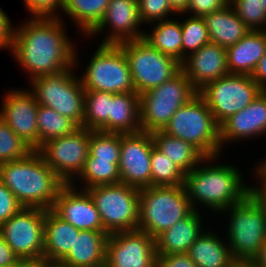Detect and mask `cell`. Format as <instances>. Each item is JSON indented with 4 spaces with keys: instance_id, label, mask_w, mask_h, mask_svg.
<instances>
[{
    "instance_id": "cell-1",
    "label": "cell",
    "mask_w": 266,
    "mask_h": 267,
    "mask_svg": "<svg viewBox=\"0 0 266 267\" xmlns=\"http://www.w3.org/2000/svg\"><path fill=\"white\" fill-rule=\"evenodd\" d=\"M63 23L62 18L30 17L15 27L11 52L22 70L29 74L30 81L75 65L77 50Z\"/></svg>"
},
{
    "instance_id": "cell-2",
    "label": "cell",
    "mask_w": 266,
    "mask_h": 267,
    "mask_svg": "<svg viewBox=\"0 0 266 267\" xmlns=\"http://www.w3.org/2000/svg\"><path fill=\"white\" fill-rule=\"evenodd\" d=\"M216 159L218 156L206 157L185 174L184 188L194 210H198L196 203L204 204L210 212L212 210L217 214L239 203L249 194V186L242 182V171L232 164H215L213 161Z\"/></svg>"
},
{
    "instance_id": "cell-3",
    "label": "cell",
    "mask_w": 266,
    "mask_h": 267,
    "mask_svg": "<svg viewBox=\"0 0 266 267\" xmlns=\"http://www.w3.org/2000/svg\"><path fill=\"white\" fill-rule=\"evenodd\" d=\"M0 181L23 207L52 209L65 184L34 150L26 158L0 164Z\"/></svg>"
},
{
    "instance_id": "cell-4",
    "label": "cell",
    "mask_w": 266,
    "mask_h": 267,
    "mask_svg": "<svg viewBox=\"0 0 266 267\" xmlns=\"http://www.w3.org/2000/svg\"><path fill=\"white\" fill-rule=\"evenodd\" d=\"M193 210L184 185L141 188L138 230L156 239Z\"/></svg>"
},
{
    "instance_id": "cell-5",
    "label": "cell",
    "mask_w": 266,
    "mask_h": 267,
    "mask_svg": "<svg viewBox=\"0 0 266 267\" xmlns=\"http://www.w3.org/2000/svg\"><path fill=\"white\" fill-rule=\"evenodd\" d=\"M163 131L193 144L206 157L220 156V127L205 100L197 94L180 107Z\"/></svg>"
},
{
    "instance_id": "cell-6",
    "label": "cell",
    "mask_w": 266,
    "mask_h": 267,
    "mask_svg": "<svg viewBox=\"0 0 266 267\" xmlns=\"http://www.w3.org/2000/svg\"><path fill=\"white\" fill-rule=\"evenodd\" d=\"M77 56L75 51V65L71 68L53 75L38 76L29 81V90L39 105L52 108L72 120L78 127H83L85 90L79 76L72 71L79 63Z\"/></svg>"
},
{
    "instance_id": "cell-7",
    "label": "cell",
    "mask_w": 266,
    "mask_h": 267,
    "mask_svg": "<svg viewBox=\"0 0 266 267\" xmlns=\"http://www.w3.org/2000/svg\"><path fill=\"white\" fill-rule=\"evenodd\" d=\"M229 211V212H228ZM228 216L227 244L235 260H253L266 241V216L248 194L242 201L219 214Z\"/></svg>"
},
{
    "instance_id": "cell-8",
    "label": "cell",
    "mask_w": 266,
    "mask_h": 267,
    "mask_svg": "<svg viewBox=\"0 0 266 267\" xmlns=\"http://www.w3.org/2000/svg\"><path fill=\"white\" fill-rule=\"evenodd\" d=\"M197 94L180 70L162 85L139 95L141 131L163 130L174 113Z\"/></svg>"
},
{
    "instance_id": "cell-9",
    "label": "cell",
    "mask_w": 266,
    "mask_h": 267,
    "mask_svg": "<svg viewBox=\"0 0 266 267\" xmlns=\"http://www.w3.org/2000/svg\"><path fill=\"white\" fill-rule=\"evenodd\" d=\"M89 59L81 84L85 91L136 93L129 64L119 44H99Z\"/></svg>"
},
{
    "instance_id": "cell-10",
    "label": "cell",
    "mask_w": 266,
    "mask_h": 267,
    "mask_svg": "<svg viewBox=\"0 0 266 267\" xmlns=\"http://www.w3.org/2000/svg\"><path fill=\"white\" fill-rule=\"evenodd\" d=\"M86 190L95 203L108 235L138 229V188L118 183L93 186Z\"/></svg>"
},
{
    "instance_id": "cell-11",
    "label": "cell",
    "mask_w": 266,
    "mask_h": 267,
    "mask_svg": "<svg viewBox=\"0 0 266 267\" xmlns=\"http://www.w3.org/2000/svg\"><path fill=\"white\" fill-rule=\"evenodd\" d=\"M127 58L137 94L141 95L170 80L180 70V62L153 48L143 38L119 43Z\"/></svg>"
},
{
    "instance_id": "cell-12",
    "label": "cell",
    "mask_w": 266,
    "mask_h": 267,
    "mask_svg": "<svg viewBox=\"0 0 266 267\" xmlns=\"http://www.w3.org/2000/svg\"><path fill=\"white\" fill-rule=\"evenodd\" d=\"M263 89L249 75L228 74L198 91L220 127L227 119L246 108Z\"/></svg>"
},
{
    "instance_id": "cell-13",
    "label": "cell",
    "mask_w": 266,
    "mask_h": 267,
    "mask_svg": "<svg viewBox=\"0 0 266 267\" xmlns=\"http://www.w3.org/2000/svg\"><path fill=\"white\" fill-rule=\"evenodd\" d=\"M89 142L90 130L79 127L71 134L45 142L36 151L65 184H71L85 166Z\"/></svg>"
},
{
    "instance_id": "cell-14",
    "label": "cell",
    "mask_w": 266,
    "mask_h": 267,
    "mask_svg": "<svg viewBox=\"0 0 266 267\" xmlns=\"http://www.w3.org/2000/svg\"><path fill=\"white\" fill-rule=\"evenodd\" d=\"M45 209L22 207L0 225V235L19 259L43 258Z\"/></svg>"
},
{
    "instance_id": "cell-15",
    "label": "cell",
    "mask_w": 266,
    "mask_h": 267,
    "mask_svg": "<svg viewBox=\"0 0 266 267\" xmlns=\"http://www.w3.org/2000/svg\"><path fill=\"white\" fill-rule=\"evenodd\" d=\"M105 267H157L155 239L138 229L109 234Z\"/></svg>"
},
{
    "instance_id": "cell-16",
    "label": "cell",
    "mask_w": 266,
    "mask_h": 267,
    "mask_svg": "<svg viewBox=\"0 0 266 267\" xmlns=\"http://www.w3.org/2000/svg\"><path fill=\"white\" fill-rule=\"evenodd\" d=\"M154 146L150 132L121 133L120 183L138 189L151 186V153Z\"/></svg>"
},
{
    "instance_id": "cell-17",
    "label": "cell",
    "mask_w": 266,
    "mask_h": 267,
    "mask_svg": "<svg viewBox=\"0 0 266 267\" xmlns=\"http://www.w3.org/2000/svg\"><path fill=\"white\" fill-rule=\"evenodd\" d=\"M2 99L0 118L33 150L39 148L37 124L38 102L34 94L25 89L10 90Z\"/></svg>"
},
{
    "instance_id": "cell-18",
    "label": "cell",
    "mask_w": 266,
    "mask_h": 267,
    "mask_svg": "<svg viewBox=\"0 0 266 267\" xmlns=\"http://www.w3.org/2000/svg\"><path fill=\"white\" fill-rule=\"evenodd\" d=\"M52 210L80 231H105L92 197L87 190L77 188V181L61 187Z\"/></svg>"
},
{
    "instance_id": "cell-19",
    "label": "cell",
    "mask_w": 266,
    "mask_h": 267,
    "mask_svg": "<svg viewBox=\"0 0 266 267\" xmlns=\"http://www.w3.org/2000/svg\"><path fill=\"white\" fill-rule=\"evenodd\" d=\"M141 24L143 23L139 17L138 0H110L103 19L88 37L98 36L108 26L109 35L102 39V44L138 40L147 32L141 31Z\"/></svg>"
},
{
    "instance_id": "cell-20",
    "label": "cell",
    "mask_w": 266,
    "mask_h": 267,
    "mask_svg": "<svg viewBox=\"0 0 266 267\" xmlns=\"http://www.w3.org/2000/svg\"><path fill=\"white\" fill-rule=\"evenodd\" d=\"M180 67L194 88L199 91L208 83L229 74L226 48L209 42L187 56L180 63Z\"/></svg>"
},
{
    "instance_id": "cell-21",
    "label": "cell",
    "mask_w": 266,
    "mask_h": 267,
    "mask_svg": "<svg viewBox=\"0 0 266 267\" xmlns=\"http://www.w3.org/2000/svg\"><path fill=\"white\" fill-rule=\"evenodd\" d=\"M266 135V90L220 126V144ZM243 138V139H242Z\"/></svg>"
},
{
    "instance_id": "cell-22",
    "label": "cell",
    "mask_w": 266,
    "mask_h": 267,
    "mask_svg": "<svg viewBox=\"0 0 266 267\" xmlns=\"http://www.w3.org/2000/svg\"><path fill=\"white\" fill-rule=\"evenodd\" d=\"M105 231L81 230L69 253L58 263L63 267H105Z\"/></svg>"
},
{
    "instance_id": "cell-23",
    "label": "cell",
    "mask_w": 266,
    "mask_h": 267,
    "mask_svg": "<svg viewBox=\"0 0 266 267\" xmlns=\"http://www.w3.org/2000/svg\"><path fill=\"white\" fill-rule=\"evenodd\" d=\"M201 217L203 215L201 216L199 210H193L187 217L161 233L155 239L157 255L187 253L203 232Z\"/></svg>"
},
{
    "instance_id": "cell-24",
    "label": "cell",
    "mask_w": 266,
    "mask_h": 267,
    "mask_svg": "<svg viewBox=\"0 0 266 267\" xmlns=\"http://www.w3.org/2000/svg\"><path fill=\"white\" fill-rule=\"evenodd\" d=\"M265 53L266 31L251 30L226 49L229 74L251 76Z\"/></svg>"
},
{
    "instance_id": "cell-25",
    "label": "cell",
    "mask_w": 266,
    "mask_h": 267,
    "mask_svg": "<svg viewBox=\"0 0 266 267\" xmlns=\"http://www.w3.org/2000/svg\"><path fill=\"white\" fill-rule=\"evenodd\" d=\"M79 231L52 209L45 210L43 258L59 263L69 253Z\"/></svg>"
},
{
    "instance_id": "cell-26",
    "label": "cell",
    "mask_w": 266,
    "mask_h": 267,
    "mask_svg": "<svg viewBox=\"0 0 266 267\" xmlns=\"http://www.w3.org/2000/svg\"><path fill=\"white\" fill-rule=\"evenodd\" d=\"M211 42L228 48L236 44L251 30L228 4L223 9L204 15Z\"/></svg>"
},
{
    "instance_id": "cell-27",
    "label": "cell",
    "mask_w": 266,
    "mask_h": 267,
    "mask_svg": "<svg viewBox=\"0 0 266 267\" xmlns=\"http://www.w3.org/2000/svg\"><path fill=\"white\" fill-rule=\"evenodd\" d=\"M212 232L204 230L190 246L187 254L197 267H231L235 259L225 243L227 240H222L216 232Z\"/></svg>"
},
{
    "instance_id": "cell-28",
    "label": "cell",
    "mask_w": 266,
    "mask_h": 267,
    "mask_svg": "<svg viewBox=\"0 0 266 267\" xmlns=\"http://www.w3.org/2000/svg\"><path fill=\"white\" fill-rule=\"evenodd\" d=\"M155 147L173 161L185 174L196 168L206 156L193 144L165 133L151 132Z\"/></svg>"
},
{
    "instance_id": "cell-29",
    "label": "cell",
    "mask_w": 266,
    "mask_h": 267,
    "mask_svg": "<svg viewBox=\"0 0 266 267\" xmlns=\"http://www.w3.org/2000/svg\"><path fill=\"white\" fill-rule=\"evenodd\" d=\"M140 131L139 94L112 93L110 132L127 134Z\"/></svg>"
},
{
    "instance_id": "cell-30",
    "label": "cell",
    "mask_w": 266,
    "mask_h": 267,
    "mask_svg": "<svg viewBox=\"0 0 266 267\" xmlns=\"http://www.w3.org/2000/svg\"><path fill=\"white\" fill-rule=\"evenodd\" d=\"M156 23V24H155ZM153 30L144 33L143 39L163 54L182 62V29L180 21L172 18L153 22Z\"/></svg>"
},
{
    "instance_id": "cell-31",
    "label": "cell",
    "mask_w": 266,
    "mask_h": 267,
    "mask_svg": "<svg viewBox=\"0 0 266 267\" xmlns=\"http://www.w3.org/2000/svg\"><path fill=\"white\" fill-rule=\"evenodd\" d=\"M110 0H65L64 12L88 36L103 19Z\"/></svg>"
},
{
    "instance_id": "cell-32",
    "label": "cell",
    "mask_w": 266,
    "mask_h": 267,
    "mask_svg": "<svg viewBox=\"0 0 266 267\" xmlns=\"http://www.w3.org/2000/svg\"><path fill=\"white\" fill-rule=\"evenodd\" d=\"M112 93L85 91L83 128L91 131L110 132Z\"/></svg>"
},
{
    "instance_id": "cell-33",
    "label": "cell",
    "mask_w": 266,
    "mask_h": 267,
    "mask_svg": "<svg viewBox=\"0 0 266 267\" xmlns=\"http://www.w3.org/2000/svg\"><path fill=\"white\" fill-rule=\"evenodd\" d=\"M82 181L81 189H88L98 185H109L120 183L119 160H97L88 156L85 166L76 180Z\"/></svg>"
},
{
    "instance_id": "cell-34",
    "label": "cell",
    "mask_w": 266,
    "mask_h": 267,
    "mask_svg": "<svg viewBox=\"0 0 266 267\" xmlns=\"http://www.w3.org/2000/svg\"><path fill=\"white\" fill-rule=\"evenodd\" d=\"M39 147L45 142L73 133L79 127L52 108L39 105L37 111Z\"/></svg>"
},
{
    "instance_id": "cell-35",
    "label": "cell",
    "mask_w": 266,
    "mask_h": 267,
    "mask_svg": "<svg viewBox=\"0 0 266 267\" xmlns=\"http://www.w3.org/2000/svg\"><path fill=\"white\" fill-rule=\"evenodd\" d=\"M185 173L155 146L151 153V186H182Z\"/></svg>"
},
{
    "instance_id": "cell-36",
    "label": "cell",
    "mask_w": 266,
    "mask_h": 267,
    "mask_svg": "<svg viewBox=\"0 0 266 267\" xmlns=\"http://www.w3.org/2000/svg\"><path fill=\"white\" fill-rule=\"evenodd\" d=\"M188 17L186 20L180 21L182 29V61L191 53L211 42L204 19L202 17Z\"/></svg>"
},
{
    "instance_id": "cell-37",
    "label": "cell",
    "mask_w": 266,
    "mask_h": 267,
    "mask_svg": "<svg viewBox=\"0 0 266 267\" xmlns=\"http://www.w3.org/2000/svg\"><path fill=\"white\" fill-rule=\"evenodd\" d=\"M121 133L91 131L89 155L97 160H120Z\"/></svg>"
},
{
    "instance_id": "cell-38",
    "label": "cell",
    "mask_w": 266,
    "mask_h": 267,
    "mask_svg": "<svg viewBox=\"0 0 266 267\" xmlns=\"http://www.w3.org/2000/svg\"><path fill=\"white\" fill-rule=\"evenodd\" d=\"M33 151L0 118V164L24 159Z\"/></svg>"
},
{
    "instance_id": "cell-39",
    "label": "cell",
    "mask_w": 266,
    "mask_h": 267,
    "mask_svg": "<svg viewBox=\"0 0 266 267\" xmlns=\"http://www.w3.org/2000/svg\"><path fill=\"white\" fill-rule=\"evenodd\" d=\"M262 3V0H229L228 4L250 30L266 31V13Z\"/></svg>"
},
{
    "instance_id": "cell-40",
    "label": "cell",
    "mask_w": 266,
    "mask_h": 267,
    "mask_svg": "<svg viewBox=\"0 0 266 267\" xmlns=\"http://www.w3.org/2000/svg\"><path fill=\"white\" fill-rule=\"evenodd\" d=\"M139 17L144 24L169 19L170 14H177L168 0H138Z\"/></svg>"
},
{
    "instance_id": "cell-41",
    "label": "cell",
    "mask_w": 266,
    "mask_h": 267,
    "mask_svg": "<svg viewBox=\"0 0 266 267\" xmlns=\"http://www.w3.org/2000/svg\"><path fill=\"white\" fill-rule=\"evenodd\" d=\"M30 17L61 18L57 10H63L65 0H23Z\"/></svg>"
},
{
    "instance_id": "cell-42",
    "label": "cell",
    "mask_w": 266,
    "mask_h": 267,
    "mask_svg": "<svg viewBox=\"0 0 266 267\" xmlns=\"http://www.w3.org/2000/svg\"><path fill=\"white\" fill-rule=\"evenodd\" d=\"M22 207L10 189L0 181V225L16 214Z\"/></svg>"
},
{
    "instance_id": "cell-43",
    "label": "cell",
    "mask_w": 266,
    "mask_h": 267,
    "mask_svg": "<svg viewBox=\"0 0 266 267\" xmlns=\"http://www.w3.org/2000/svg\"><path fill=\"white\" fill-rule=\"evenodd\" d=\"M229 0H189L188 8L184 14L193 17H203L212 12L219 11L227 6Z\"/></svg>"
},
{
    "instance_id": "cell-44",
    "label": "cell",
    "mask_w": 266,
    "mask_h": 267,
    "mask_svg": "<svg viewBox=\"0 0 266 267\" xmlns=\"http://www.w3.org/2000/svg\"><path fill=\"white\" fill-rule=\"evenodd\" d=\"M253 171L256 172L255 174L253 173V175H256V179H259L260 181L257 186L249 185V194L262 208L266 216V172L258 164L256 169L254 168Z\"/></svg>"
},
{
    "instance_id": "cell-45",
    "label": "cell",
    "mask_w": 266,
    "mask_h": 267,
    "mask_svg": "<svg viewBox=\"0 0 266 267\" xmlns=\"http://www.w3.org/2000/svg\"><path fill=\"white\" fill-rule=\"evenodd\" d=\"M14 26L11 23L10 18L0 8V49L12 50L14 41Z\"/></svg>"
},
{
    "instance_id": "cell-46",
    "label": "cell",
    "mask_w": 266,
    "mask_h": 267,
    "mask_svg": "<svg viewBox=\"0 0 266 267\" xmlns=\"http://www.w3.org/2000/svg\"><path fill=\"white\" fill-rule=\"evenodd\" d=\"M157 267H197L187 253L157 255Z\"/></svg>"
},
{
    "instance_id": "cell-47",
    "label": "cell",
    "mask_w": 266,
    "mask_h": 267,
    "mask_svg": "<svg viewBox=\"0 0 266 267\" xmlns=\"http://www.w3.org/2000/svg\"><path fill=\"white\" fill-rule=\"evenodd\" d=\"M19 258L0 235V267L15 264Z\"/></svg>"
},
{
    "instance_id": "cell-48",
    "label": "cell",
    "mask_w": 266,
    "mask_h": 267,
    "mask_svg": "<svg viewBox=\"0 0 266 267\" xmlns=\"http://www.w3.org/2000/svg\"><path fill=\"white\" fill-rule=\"evenodd\" d=\"M251 77L263 90H266V53L259 60Z\"/></svg>"
},
{
    "instance_id": "cell-49",
    "label": "cell",
    "mask_w": 266,
    "mask_h": 267,
    "mask_svg": "<svg viewBox=\"0 0 266 267\" xmlns=\"http://www.w3.org/2000/svg\"><path fill=\"white\" fill-rule=\"evenodd\" d=\"M53 263L45 258L19 259L16 267H50Z\"/></svg>"
},
{
    "instance_id": "cell-50",
    "label": "cell",
    "mask_w": 266,
    "mask_h": 267,
    "mask_svg": "<svg viewBox=\"0 0 266 267\" xmlns=\"http://www.w3.org/2000/svg\"><path fill=\"white\" fill-rule=\"evenodd\" d=\"M171 8L179 15L182 14L187 10L189 0H168Z\"/></svg>"
},
{
    "instance_id": "cell-51",
    "label": "cell",
    "mask_w": 266,
    "mask_h": 267,
    "mask_svg": "<svg viewBox=\"0 0 266 267\" xmlns=\"http://www.w3.org/2000/svg\"><path fill=\"white\" fill-rule=\"evenodd\" d=\"M258 267H266V241L252 260Z\"/></svg>"
},
{
    "instance_id": "cell-52",
    "label": "cell",
    "mask_w": 266,
    "mask_h": 267,
    "mask_svg": "<svg viewBox=\"0 0 266 267\" xmlns=\"http://www.w3.org/2000/svg\"><path fill=\"white\" fill-rule=\"evenodd\" d=\"M231 267H258L252 260H235Z\"/></svg>"
},
{
    "instance_id": "cell-53",
    "label": "cell",
    "mask_w": 266,
    "mask_h": 267,
    "mask_svg": "<svg viewBox=\"0 0 266 267\" xmlns=\"http://www.w3.org/2000/svg\"><path fill=\"white\" fill-rule=\"evenodd\" d=\"M265 159H263L264 161H261L260 162L261 164L258 163V165L266 172V160Z\"/></svg>"
},
{
    "instance_id": "cell-54",
    "label": "cell",
    "mask_w": 266,
    "mask_h": 267,
    "mask_svg": "<svg viewBox=\"0 0 266 267\" xmlns=\"http://www.w3.org/2000/svg\"><path fill=\"white\" fill-rule=\"evenodd\" d=\"M50 267H63V266H61V265L58 264V263H53Z\"/></svg>"
},
{
    "instance_id": "cell-55",
    "label": "cell",
    "mask_w": 266,
    "mask_h": 267,
    "mask_svg": "<svg viewBox=\"0 0 266 267\" xmlns=\"http://www.w3.org/2000/svg\"><path fill=\"white\" fill-rule=\"evenodd\" d=\"M263 1V7H264V10H265V13H266V0H262Z\"/></svg>"
},
{
    "instance_id": "cell-56",
    "label": "cell",
    "mask_w": 266,
    "mask_h": 267,
    "mask_svg": "<svg viewBox=\"0 0 266 267\" xmlns=\"http://www.w3.org/2000/svg\"><path fill=\"white\" fill-rule=\"evenodd\" d=\"M3 267H16V263L12 265L3 266Z\"/></svg>"
}]
</instances>
